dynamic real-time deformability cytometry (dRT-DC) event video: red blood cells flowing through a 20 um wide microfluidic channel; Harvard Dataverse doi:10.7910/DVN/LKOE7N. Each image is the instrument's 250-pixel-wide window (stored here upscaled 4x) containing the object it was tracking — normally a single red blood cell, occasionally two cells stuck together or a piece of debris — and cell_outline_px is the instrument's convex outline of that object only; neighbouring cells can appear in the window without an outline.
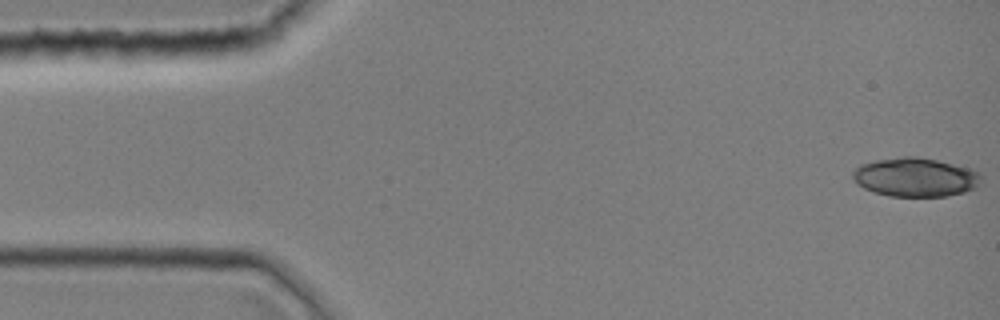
{"species": "common noctule bat (a hibernating species)", "species_latin": "Nyctalus noctula", "temperature_condition": "room temperature", "stored_images_in_passage": 43, "camera_frame_rate_fps": 3000, "um_per_image_px": 0.085, "animal": {"sex": "female", "body_mass_g": 19.0, "forearm_length_mm": 51.5}, "frame": {"image": 1, "passage_image": 1, "time_ms": 0.0, "image_size_px": [1000, 320], "cell_outline_px": [[980, 176], [976, 188], [964, 192], [948, 196], [888, 196], [864, 188], [856, 184], [852, 176], [852, 172], [860, 164], [876, 160], [900, 156], [916, 156], [936, 160], [972, 168]], "centroid_in_image_um": [77.77, 15.05], "position_along_channel_um": 7.2, "area_um2": 29.07}}
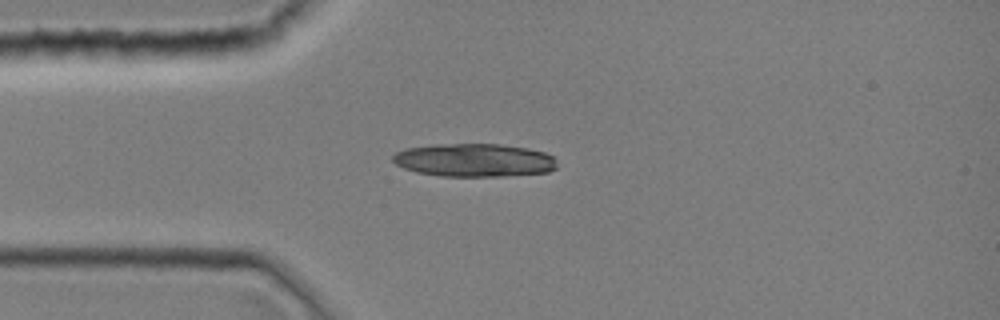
{"frame": {"image": 2, "passage_image": 11, "time_ms": 3.333, "image_size_px": [1000, 320], "cell_outline_px": [[556, 168], [548, 172], [504, 176], [444, 176], [416, 172], [404, 168], [396, 164], [392, 160], [392, 156], [396, 152], [404, 148], [436, 144], [500, 144], [528, 148], [544, 152], [552, 156], [556, 160]], "centroid_in_image_um": [40.3, 13.61], "position_along_channel_um": 44.7, "area_um2": 31.85}}